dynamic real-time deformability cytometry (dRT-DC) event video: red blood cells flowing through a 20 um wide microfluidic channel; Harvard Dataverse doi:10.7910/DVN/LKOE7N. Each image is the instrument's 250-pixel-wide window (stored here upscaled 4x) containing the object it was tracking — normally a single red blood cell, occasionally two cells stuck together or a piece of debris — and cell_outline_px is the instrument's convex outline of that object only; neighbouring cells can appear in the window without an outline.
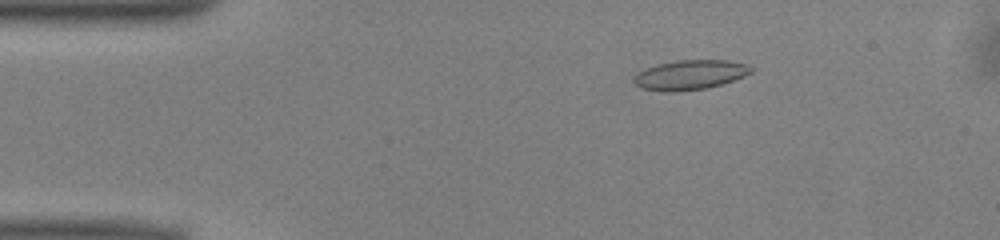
{"species": "common noctule bat (a hibernating species)", "species_latin": "Nyctalus noctula", "temperature_condition": "warm", "stored_images_in_passage": 47, "camera_frame_rate_fps": 3000, "um_per_image_px": 0.085, "animal": {"sex": "male", "body_mass_g": 13.0, "forearm_length_mm": 53.1}, "frame": {"image": 1, "passage_image": 8, "time_ms": 2.333, "image_size_px": [1000, 240], "cell_outline_px": [[752, 72], [744, 76], [708, 88], [676, 92], [660, 92], [640, 88], [632, 80], [640, 72], [656, 64], [680, 60], [728, 60], [748, 64], [752, 68]], "centroid_in_image_um": [58.65, 6.37], "position_along_channel_um": 26.3, "area_um2": 20.23}}
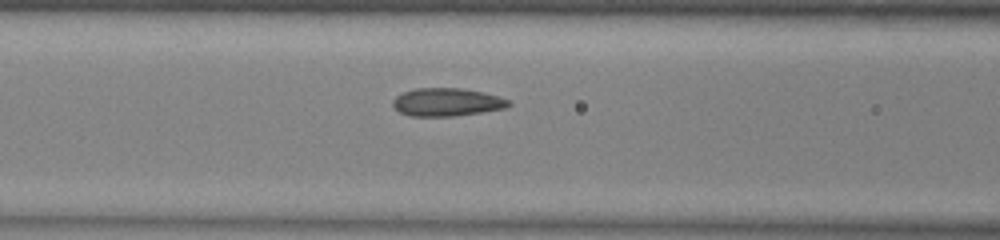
{"frame": {"image": 2, "passage_image": 20, "time_ms": 6.333, "image_size_px": [1000, 240], "cell_outline_px": [[512, 104], [504, 108], [480, 112], [452, 116], [412, 116], [400, 112], [392, 104], [392, 100], [396, 96], [404, 92], [416, 88], [460, 88], [480, 92], [496, 96], [508, 100]], "centroid_in_image_um": [37.94, 8.68], "position_along_channel_um": 128.7, "area_um2": 18.55}}
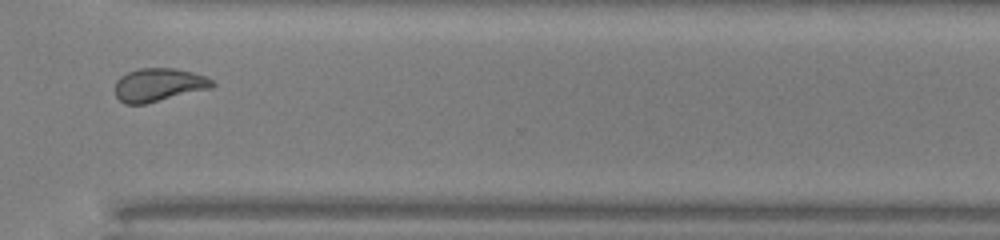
{"frame": {"image": 3, "passage_image": 37, "time_ms": 12.0, "image_size_px": [1000, 240], "cell_outline_px": [[216, 84], [212, 88], [144, 104], [124, 104], [116, 96], [116, 80], [120, 76], [128, 72], [140, 68], [176, 68], [192, 72], [204, 76], [212, 80]], "centroid_in_image_um": [13.49, 7.21], "position_along_channel_um": 357.1, "area_um2": 18.79}, "authors_computed_cell_mechanics": {"area_um2": 19.2474, "velocity_mm_per_s": 4.0347, "shape_relaxation_time_tau1_ms": 7.3091, "shape_relaxation_time_tau2_ms": 1.1847, "deformation_change_tau1": 0.1872, "deformation_change_tau2": 0.0664}}